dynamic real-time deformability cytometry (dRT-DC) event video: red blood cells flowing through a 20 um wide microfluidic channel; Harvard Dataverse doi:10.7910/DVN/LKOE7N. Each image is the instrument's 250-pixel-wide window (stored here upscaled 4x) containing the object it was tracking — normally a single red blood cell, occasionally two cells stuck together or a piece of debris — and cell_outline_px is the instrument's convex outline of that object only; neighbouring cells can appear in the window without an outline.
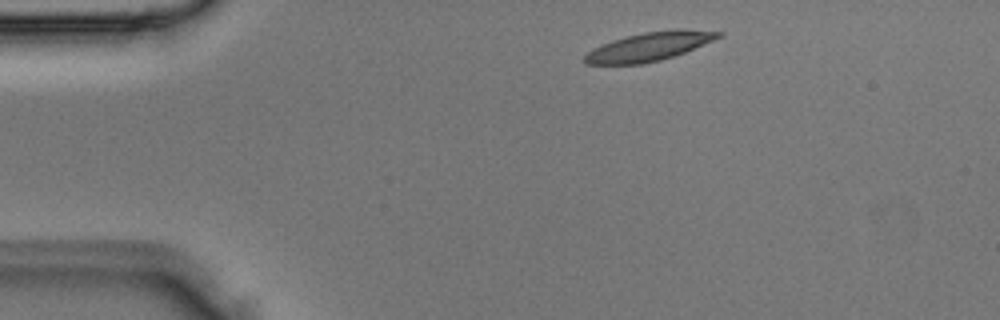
{"species": "Egyptian fruit bat (a non-hibernating species)", "species_latin": "Rousettus aegyptiacus", "temperature_condition": "room temperature", "stored_images_in_passage": 2, "camera_frame_rate_fps": 3000, "um_per_image_px": 0.085, "animal": {"sex": "male"}, "frame": {"image": 1, "passage_image": 1, "time_ms": 0.0, "image_size_px": [1000, 320], "cell_outline_px": [[724, 36], [684, 52], [660, 60], [640, 64], [584, 64], [584, 56], [592, 48], [600, 44], [612, 40], [644, 32], [680, 28], [724, 32]], "centroid_in_image_um": [55.19, 3.94], "position_along_channel_um": 29.8, "area_um2": 22.31}}